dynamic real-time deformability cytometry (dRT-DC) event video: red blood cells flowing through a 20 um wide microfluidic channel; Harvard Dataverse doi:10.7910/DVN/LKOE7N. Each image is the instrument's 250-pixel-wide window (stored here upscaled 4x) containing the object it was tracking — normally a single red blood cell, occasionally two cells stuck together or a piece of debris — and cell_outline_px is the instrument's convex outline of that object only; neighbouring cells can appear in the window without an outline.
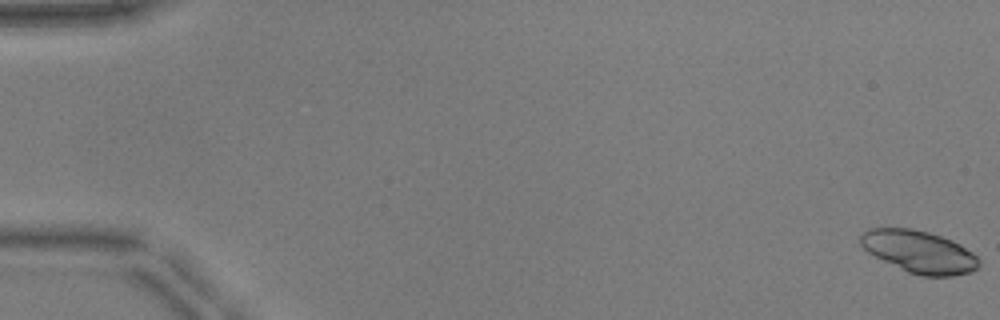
{"species": "common noctule bat (a hibernating species)", "species_latin": "Nyctalus noctula", "temperature_condition": "warm", "stored_images_in_passage": 53, "camera_frame_rate_fps": 3000, "um_per_image_px": 0.085, "animal": {"sex": "male", "body_mass_g": 17.9, "forearm_length_mm": 54.2}, "frame": {"image": 1, "passage_image": 1, "time_ms": 0.0, "image_size_px": [1000, 320], "cell_outline_px": [[980, 264], [976, 268], [968, 272], [952, 276], [920, 276], [908, 272], [868, 252], [860, 244], [860, 236], [868, 228], [912, 228], [928, 232], [952, 240], [960, 244], [972, 252], [980, 260]], "centroid_in_image_um": [78.13, 21.39], "position_along_channel_um": 6.9, "area_um2": 28.9}, "authors_computed_cell_mechanics": {"area_um2": 29.5358, "velocity_mm_per_s": 3.895, "shape_relaxation_time_tau1_ms": 0.61, "shape_relaxation_time_tau2_ms": 4.9186, "deformation_change_tau1": 0.2837, "deformation_change_tau2": 0.088}}